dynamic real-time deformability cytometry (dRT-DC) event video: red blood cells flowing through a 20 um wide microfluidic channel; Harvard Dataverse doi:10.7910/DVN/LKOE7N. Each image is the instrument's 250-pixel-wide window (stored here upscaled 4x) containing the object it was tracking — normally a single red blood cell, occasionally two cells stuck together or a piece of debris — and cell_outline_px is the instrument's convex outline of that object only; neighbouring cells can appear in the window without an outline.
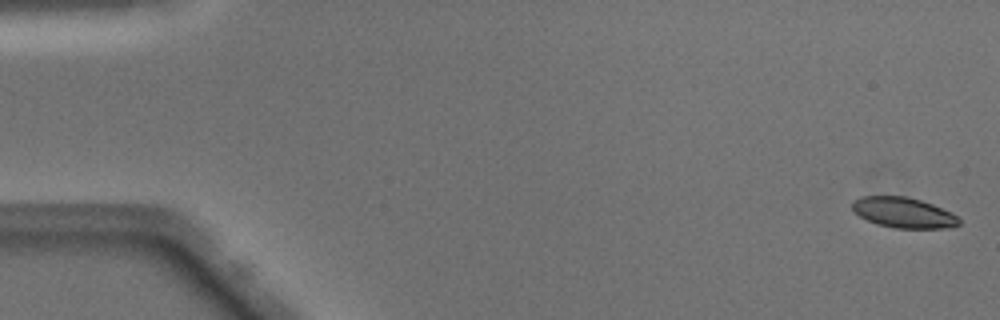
{"species": "Egyptian fruit bat (a non-hibernating species)", "species_latin": "Rousettus aegyptiacus", "temperature_condition": "warm", "stored_images_in_passage": 51, "camera_frame_rate_fps": 3000, "um_per_image_px": 0.085, "animal": {"sex": "male"}, "frame": {"image": 1, "passage_image": 2, "time_ms": 0.333, "image_size_px": [1000, 320], "cell_outline_px": [[960, 224], [944, 228], [896, 228], [876, 224], [860, 216], [852, 208], [852, 200], [860, 196], [908, 196], [932, 204], [952, 212], [960, 220]], "centroid_in_image_um": [76.78, 18.06], "position_along_channel_um": 8.2, "area_um2": 18.9}}
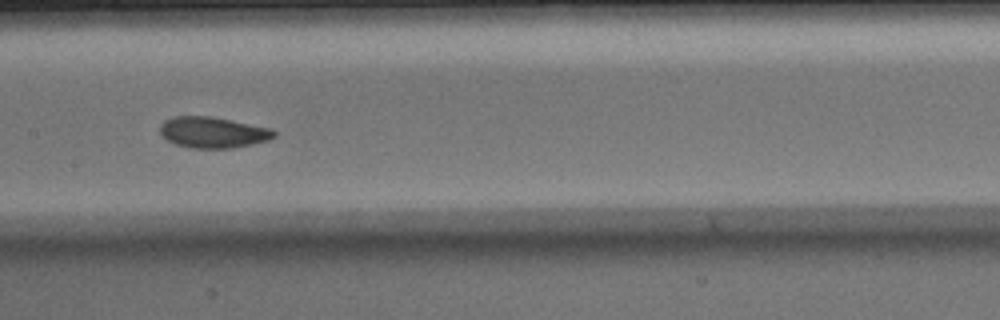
{"frame": {"image": 2, "passage_image": 26, "time_ms": 8.333, "image_size_px": [1000, 320], "cell_outline_px": [[276, 136], [268, 140], [252, 144], [232, 148], [188, 148], [176, 144], [168, 140], [160, 132], [160, 124], [164, 120], [172, 116], [212, 116], [272, 128], [276, 132]], "centroid_in_image_um": [18.1, 11.24], "position_along_channel_um": 189.3, "area_um2": 20.75}}
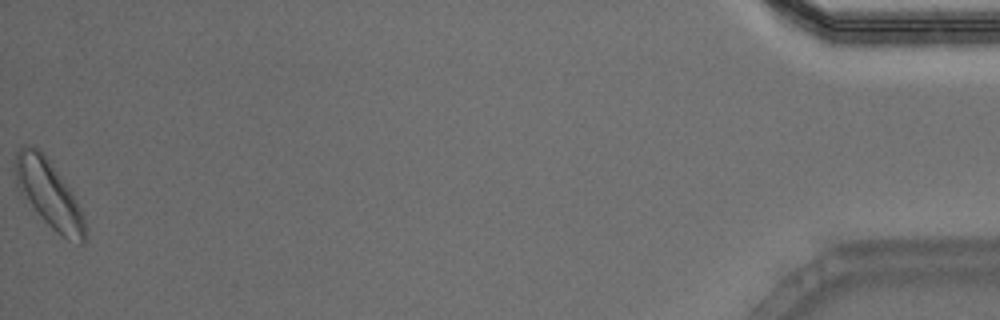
{"frame": {"image": 3, "passage_image": 51, "time_ms": 16.667, "image_size_px": [1000, 320], "cell_outline_px": [[88, 236], [84, 244], [80, 244], [68, 240], [56, 232], [40, 216], [20, 192], [16, 184], [16, 152], [24, 144], [32, 144], [44, 156], [60, 176], [72, 192], [84, 216]], "centroid_in_image_um": [4.2, 16.54], "position_along_channel_um": 431.0, "area_um2": 26.99}, "authors_computed_cell_mechanics": {"area_um2": 20.4612, "velocity_mm_per_s": 4.0637, "shape_relaxation_time_tau1_ms": 2.6753, "shape_relaxation_time_tau2_ms": 4.2016, "deformation_change_tau1": 0.0863, "deformation_change_tau2": 0.0815}}